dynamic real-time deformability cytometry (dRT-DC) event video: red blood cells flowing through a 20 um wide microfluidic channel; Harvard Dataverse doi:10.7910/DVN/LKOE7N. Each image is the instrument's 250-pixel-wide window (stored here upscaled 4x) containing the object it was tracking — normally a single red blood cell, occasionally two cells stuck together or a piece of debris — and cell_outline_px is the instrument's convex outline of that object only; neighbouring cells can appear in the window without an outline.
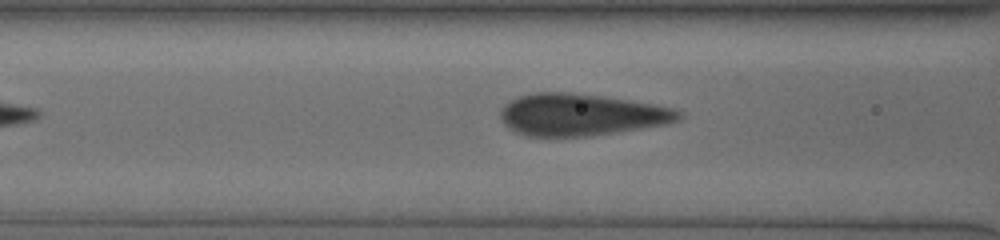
{"species": "human", "species_latin": "Homo sapiens", "temperature_condition": "cold", "stored_images_in_passage": 15, "camera_frame_rate_fps": 3000, "um_per_image_px": 0.085, "donor": {"sex": "male"}, "frame": {"image": 1, "passage_image": 6, "time_ms": 1.667, "image_size_px": [1000, 240], "cell_outline_px": [[684, 116], [680, 120], [668, 124], [588, 136], [528, 136], [516, 132], [504, 124], [500, 116], [500, 112], [504, 104], [520, 96], [536, 92], [572, 92], [604, 96], [676, 108]], "centroid_in_image_um": [49.41, 9.74], "position_along_channel_um": 117.2, "area_um2": 43.52}}
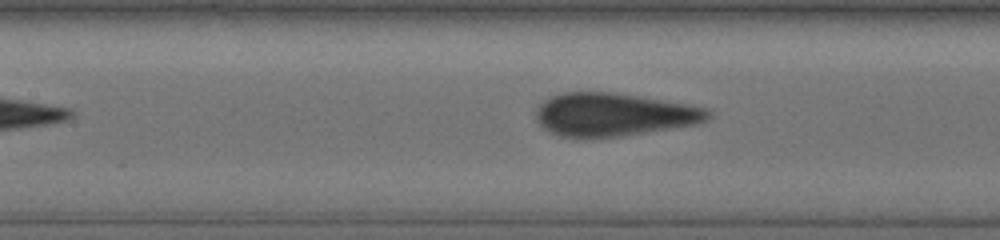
{"frame": {"image": 2, "passage_image": 9, "time_ms": 2.667, "image_size_px": [1000, 240], "cell_outline_px": [[712, 116], [696, 124], [620, 136], [592, 140], [584, 140], [560, 136], [544, 128], [536, 120], [536, 112], [540, 104], [544, 100], [552, 96], [564, 92], [608, 92], [640, 96], [708, 108], [712, 112]], "centroid_in_image_um": [52.12, 9.76], "position_along_channel_um": 155.3, "area_um2": 43.47}}
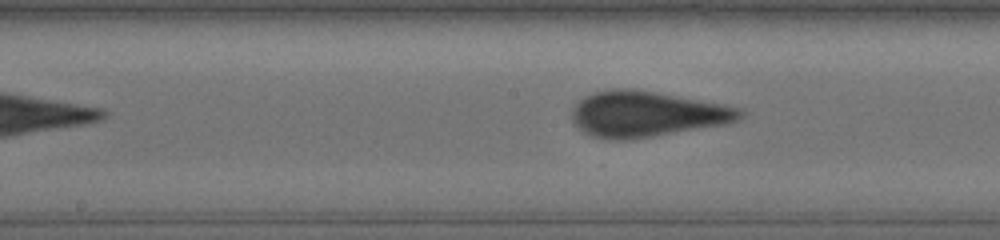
{"frame": {"image": 3, "passage_image": 12, "time_ms": 3.667, "image_size_px": [1000, 240], "cell_outline_px": [[744, 116], [740, 120], [728, 124], [624, 140], [620, 140], [592, 136], [584, 132], [572, 120], [572, 108], [584, 96], [596, 92], [612, 88], [628, 88], [724, 104], [740, 108], [744, 112]], "centroid_in_image_um": [54.99, 9.69], "position_along_channel_um": 193.2, "area_um2": 44.22}}